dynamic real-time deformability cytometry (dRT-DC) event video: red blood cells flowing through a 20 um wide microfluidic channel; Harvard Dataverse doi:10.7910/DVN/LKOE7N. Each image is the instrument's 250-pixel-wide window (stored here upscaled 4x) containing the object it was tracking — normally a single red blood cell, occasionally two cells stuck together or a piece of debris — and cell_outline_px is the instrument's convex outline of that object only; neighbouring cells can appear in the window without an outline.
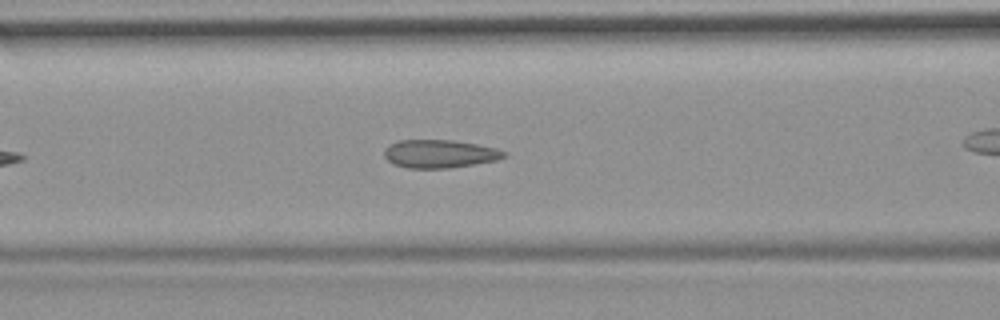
{"species": "common noctule bat (a hibernating species)", "species_latin": "Nyctalus noctula", "temperature_condition": "room temperature", "stored_images_in_passage": 15, "camera_frame_rate_fps": 3000, "um_per_image_px": 0.085, "animal": {"sex": "female", "body_mass_g": 19.9}, "frame": {"image": 1, "passage_image": 11, "time_ms": 3.333, "image_size_px": [1000, 320], "cell_outline_px": [[508, 156], [496, 160], [452, 168], [408, 168], [396, 164], [388, 160], [384, 156], [384, 152], [388, 144], [396, 140], [452, 140], [476, 144], [496, 148], [508, 152]], "centroid_in_image_um": [37.39, 13.07], "position_along_channel_um": 129.2, "area_um2": 19.71}}